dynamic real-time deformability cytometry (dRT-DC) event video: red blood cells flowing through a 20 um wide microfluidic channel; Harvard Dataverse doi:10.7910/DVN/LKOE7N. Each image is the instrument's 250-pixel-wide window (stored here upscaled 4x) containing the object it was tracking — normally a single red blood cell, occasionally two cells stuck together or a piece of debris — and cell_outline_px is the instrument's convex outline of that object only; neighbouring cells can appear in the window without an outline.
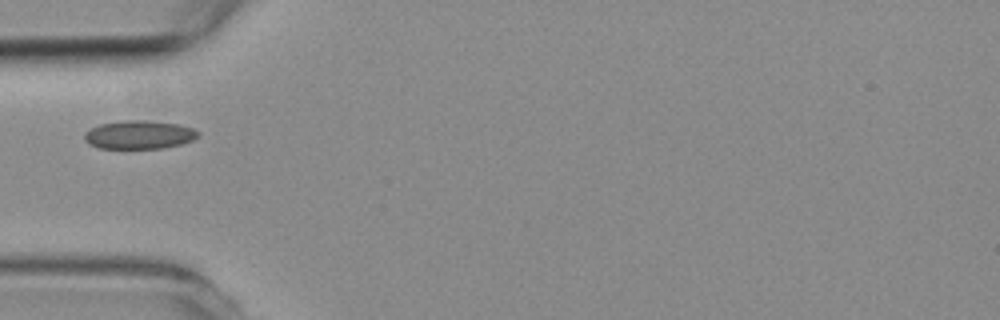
{"species": "common noctule bat (a hibernating species)", "species_latin": "Nyctalus noctula", "temperature_condition": "room temperature", "stored_images_in_passage": 1, "camera_frame_rate_fps": 3000, "um_per_image_px": 0.085, "animal": {"sex": "female", "body_mass_g": 19.3, "forearm_length_mm": 54.1}, "frame": {"image": 1, "passage_image": 1, "time_ms": 0.0, "image_size_px": [1000, 320], "cell_outline_px": [[200, 132], [192, 140], [180, 144], [164, 148], [100, 148], [88, 144], [84, 140], [84, 132], [100, 124], [124, 120], [140, 120], [180, 124], [192, 128]], "centroid_in_image_um": [11.8, 11.45], "position_along_channel_um": 73.2, "area_um2": 18.73}}